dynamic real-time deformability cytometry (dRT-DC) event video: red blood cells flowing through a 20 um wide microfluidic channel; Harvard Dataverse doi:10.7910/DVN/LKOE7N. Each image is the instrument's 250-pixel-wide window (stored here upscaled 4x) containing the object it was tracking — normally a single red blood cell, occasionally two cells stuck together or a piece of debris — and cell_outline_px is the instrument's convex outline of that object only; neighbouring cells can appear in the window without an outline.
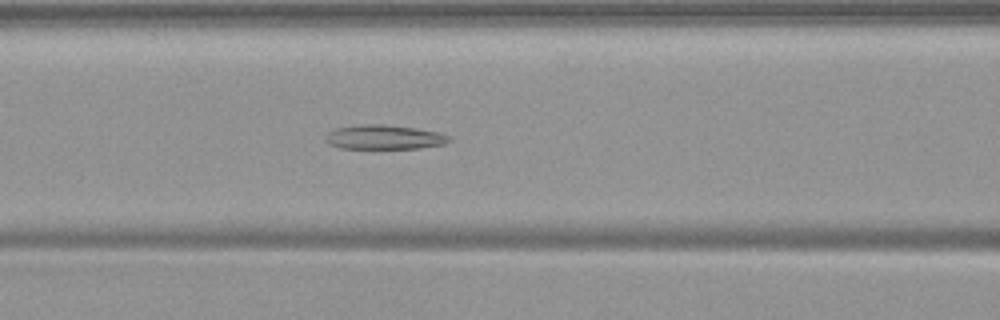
{"species": "common noctule bat (a hibernating species)", "species_latin": "Nyctalus noctula", "temperature_condition": "warm", "stored_images_in_passage": 54, "camera_frame_rate_fps": 3000, "um_per_image_px": 0.085, "animal": {"sex": "female", "body_mass_g": 19.9}, "frame": {"image": 1, "passage_image": 23, "time_ms": 7.333, "image_size_px": [1000, 320], "cell_outline_px": [[452, 140], [444, 144], [420, 148], [340, 148], [328, 144], [324, 140], [324, 136], [328, 132], [336, 128], [360, 124], [380, 124], [416, 128], [440, 132], [452, 136]], "centroid_in_image_um": [32.66, 11.65], "position_along_channel_um": 133.9, "area_um2": 17.74}}
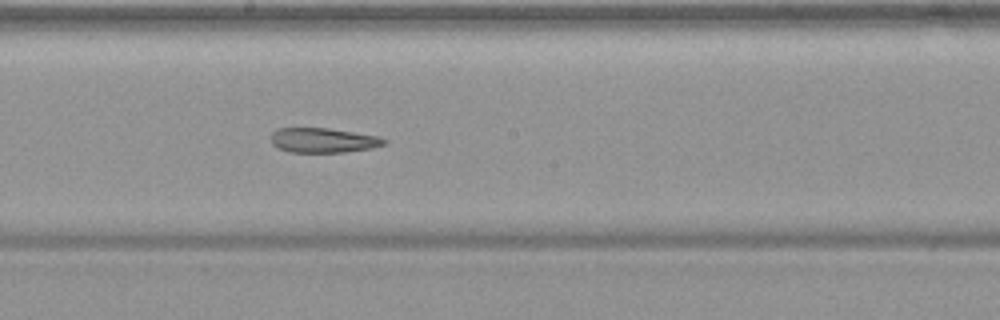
{"frame": {"image": 2, "passage_image": 30, "time_ms": 9.667, "image_size_px": [1000, 320], "cell_outline_px": [[388, 140], [384, 144], [372, 148], [344, 152], [288, 152], [276, 148], [272, 144], [272, 132], [276, 128], [328, 128], [380, 136]], "centroid_in_image_um": [27.46, 11.92], "position_along_channel_um": 220.7, "area_um2": 16.42}}
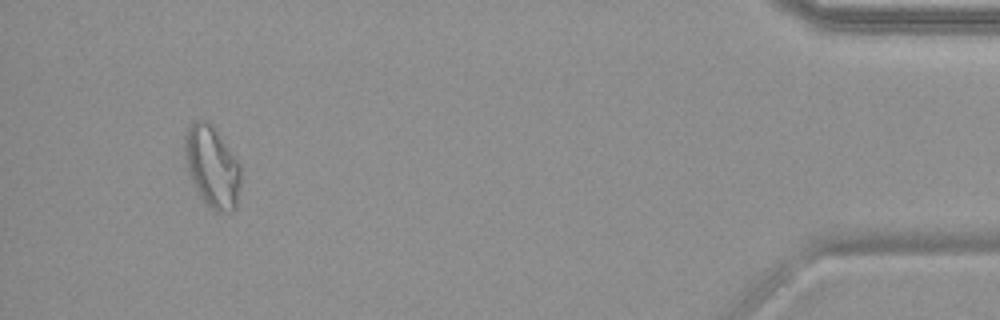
{"frame": {"image": 3, "passage_image": 51, "time_ms": 16.667, "image_size_px": [1000, 320], "cell_outline_px": [[240, 184], [236, 204], [232, 212], [216, 212], [204, 200], [196, 188], [188, 172], [184, 144], [184, 140], [188, 128], [196, 120], [208, 120], [216, 128], [240, 164]], "centroid_in_image_um": [18.05, 14.13], "position_along_channel_um": 417.2, "area_um2": 26.24}, "authors_computed_cell_mechanics": {"area_um2": 22.5709, "velocity_mm_per_s": 3.738, "shape_relaxation_time_tau1_ms": null, "shape_relaxation_time_tau2_ms": 5.5644, "deformation_change_tau1": null, "deformation_change_tau2": 0.1317}}